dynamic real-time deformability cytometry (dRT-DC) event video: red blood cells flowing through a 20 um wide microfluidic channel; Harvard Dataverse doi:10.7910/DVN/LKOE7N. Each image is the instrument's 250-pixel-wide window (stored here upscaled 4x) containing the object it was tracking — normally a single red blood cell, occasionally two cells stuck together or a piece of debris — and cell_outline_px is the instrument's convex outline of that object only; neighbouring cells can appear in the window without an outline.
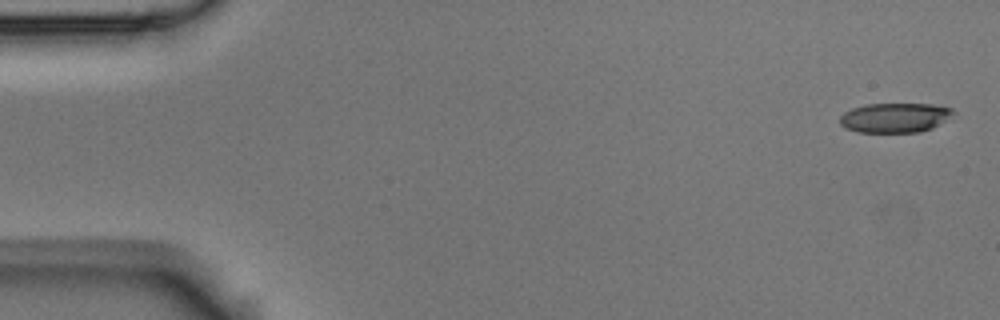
{"species": "Egyptian fruit bat (a non-hibernating species)", "species_latin": "Rousettus aegyptiacus", "temperature_condition": "room temperature", "stored_images_in_passage": 5, "camera_frame_rate_fps": 3000, "um_per_image_px": 0.085, "animal": {"sex": "male"}, "frame": {"image": 1, "passage_image": 1, "time_ms": 0.0, "image_size_px": [1000, 320], "cell_outline_px": [[956, 112], [940, 124], [932, 128], [920, 132], [856, 132], [844, 128], [840, 124], [840, 116], [844, 112], [852, 108], [864, 104], [932, 104], [952, 108]], "centroid_in_image_um": [76.05, 10.0], "position_along_channel_um": 9.0, "area_um2": 19.71}}
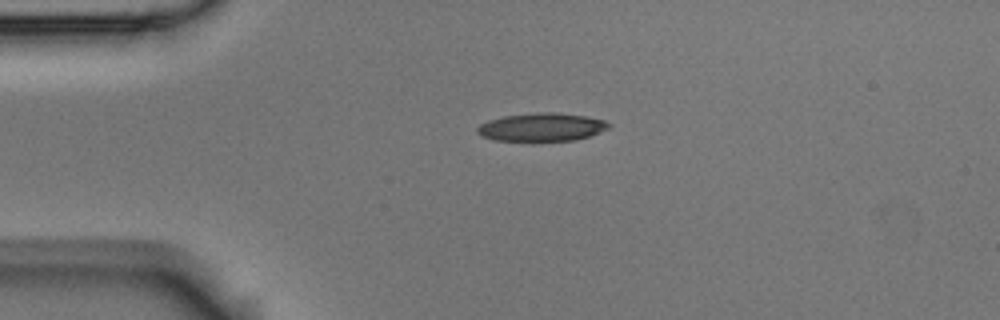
{"frame": {"image": 2, "passage_image": 4, "time_ms": 1.0, "image_size_px": [1000, 320], "cell_outline_px": [[612, 124], [608, 128], [588, 136], [576, 140], [496, 140], [480, 136], [476, 132], [476, 128], [480, 124], [488, 120], [504, 116], [540, 112], [556, 112], [584, 116], [604, 120]], "centroid_in_image_um": [46.01, 10.79], "position_along_channel_um": 39.0, "area_um2": 21.33}}